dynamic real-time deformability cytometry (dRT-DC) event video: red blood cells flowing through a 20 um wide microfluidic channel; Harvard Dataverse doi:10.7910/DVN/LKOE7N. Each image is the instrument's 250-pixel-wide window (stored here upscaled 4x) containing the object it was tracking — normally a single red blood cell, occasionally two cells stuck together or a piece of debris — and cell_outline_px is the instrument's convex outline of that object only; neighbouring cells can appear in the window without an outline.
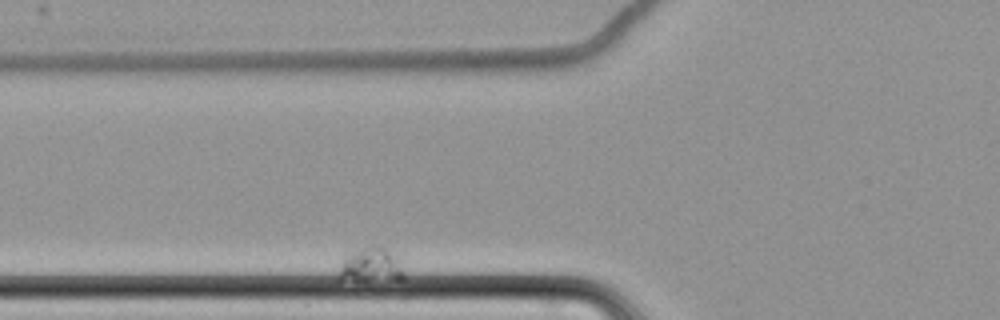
{"species": "common noctule bat (a hibernating species)", "species_latin": "Nyctalus noctula", "temperature_condition": "cold", "stored_images_in_passage": 8, "camera_frame_rate_fps": 3000, "um_per_image_px": 0.085, "animal": {"sex": "female", "body_mass_g": 22.7, "forearm_length_mm": 54.2}, "frame": {"image": 1, "passage_image": 2, "time_ms": 1.333, "image_size_px": [1000, 320], "cell_outline_px": [[404, 280], [340, 280], [340, 268], [344, 256], [348, 252], [364, 248], [384, 248], [396, 256], [400, 260], [404, 272]], "centroid_in_image_um": [31.56, 22.57], "position_along_channel_um": 94.2, "area_um2": 12.83}}
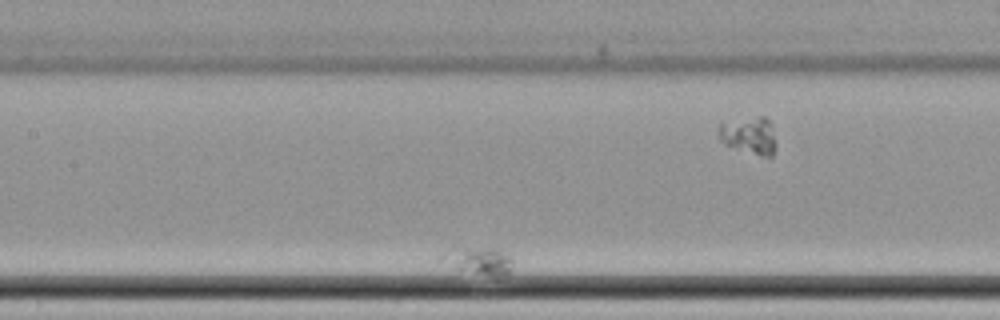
{"frame": {"image": 2, "passage_image": 6, "time_ms": 6.0, "image_size_px": [1000, 320], "cell_outline_px": [[512, 264], [508, 272], [496, 280], [456, 268], [436, 260], [436, 256], [452, 248], [500, 248], [512, 256]], "centroid_in_image_um": [40.68, 22.18], "position_along_channel_um": 166.7, "area_um2": 12.02}}
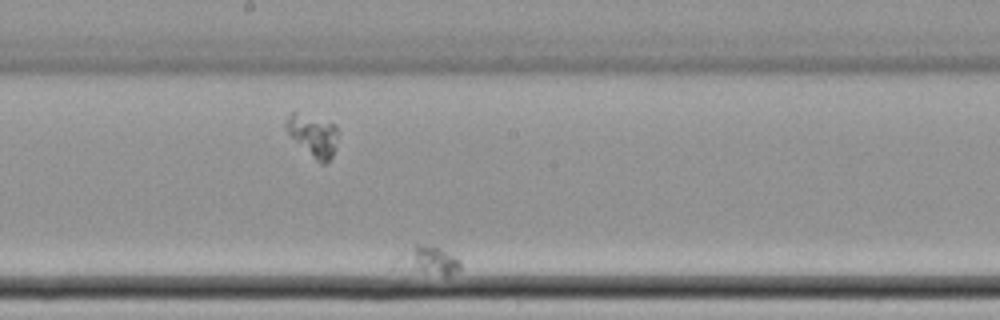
{"frame": {"image": 3, "passage_image": 8, "time_ms": 8.333, "image_size_px": [1000, 320], "cell_outline_px": [[460, 268], [452, 272], [440, 272], [388, 268], [396, 252], [416, 244], [432, 244], [456, 256], [460, 260]], "centroid_in_image_um": [36.15, 22.04], "position_along_channel_um": 212.0, "area_um2": 10.75}}